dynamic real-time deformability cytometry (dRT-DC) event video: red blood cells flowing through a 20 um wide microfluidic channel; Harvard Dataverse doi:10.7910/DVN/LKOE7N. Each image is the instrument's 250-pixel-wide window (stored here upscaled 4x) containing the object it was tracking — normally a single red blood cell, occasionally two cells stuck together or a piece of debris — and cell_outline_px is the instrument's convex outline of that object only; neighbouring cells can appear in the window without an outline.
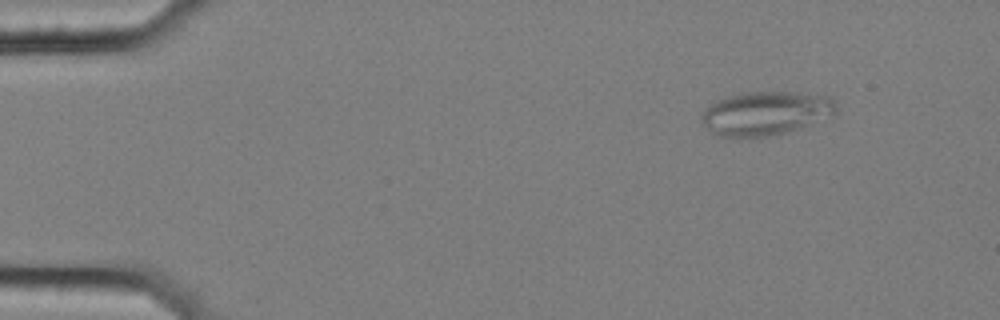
{"species": "common noctule bat (a hibernating species)", "species_latin": "Nyctalus noctula", "temperature_condition": "cold", "stored_images_in_passage": 16, "camera_frame_rate_fps": 3000, "um_per_image_px": 0.085, "animal": {"sex": "female", "body_mass_g": 25.1}, "frame": {"image": 1, "passage_image": 7, "time_ms": 2.0, "image_size_px": [1000, 320], "cell_outline_px": [[836, 112], [808, 124], [784, 132], [768, 136], [720, 136], [712, 132], [700, 120], [700, 116], [712, 104], [728, 96], [744, 92], [792, 92], [828, 96], [836, 100]], "centroid_in_image_um": [65.07, 9.6], "position_along_channel_um": 19.9, "area_um2": 33.41}}